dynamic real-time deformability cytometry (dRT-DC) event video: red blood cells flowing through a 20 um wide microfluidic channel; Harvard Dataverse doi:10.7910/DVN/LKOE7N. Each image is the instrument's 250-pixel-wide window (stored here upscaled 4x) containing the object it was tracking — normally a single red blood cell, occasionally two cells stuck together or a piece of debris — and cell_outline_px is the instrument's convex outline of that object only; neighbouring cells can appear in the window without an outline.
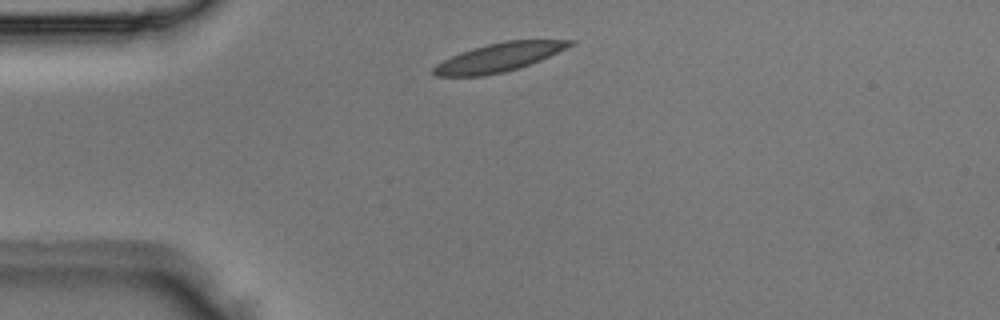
{"species": "Egyptian fruit bat (a non-hibernating species)", "species_latin": "Rousettus aegyptiacus", "temperature_condition": "room temperature", "stored_images_in_passage": 2, "camera_frame_rate_fps": 3000, "um_per_image_px": 0.085, "animal": {"sex": "male"}, "frame": {"image": 1, "passage_image": 1, "time_ms": 0.0, "image_size_px": [1000, 320], "cell_outline_px": [[576, 44], [540, 60], [520, 68], [504, 72], [484, 76], [436, 76], [432, 72], [432, 68], [436, 64], [460, 52], [472, 48], [504, 40], [576, 40]], "centroid_in_image_um": [42.42, 4.87], "position_along_channel_um": 42.6, "area_um2": 22.77}}